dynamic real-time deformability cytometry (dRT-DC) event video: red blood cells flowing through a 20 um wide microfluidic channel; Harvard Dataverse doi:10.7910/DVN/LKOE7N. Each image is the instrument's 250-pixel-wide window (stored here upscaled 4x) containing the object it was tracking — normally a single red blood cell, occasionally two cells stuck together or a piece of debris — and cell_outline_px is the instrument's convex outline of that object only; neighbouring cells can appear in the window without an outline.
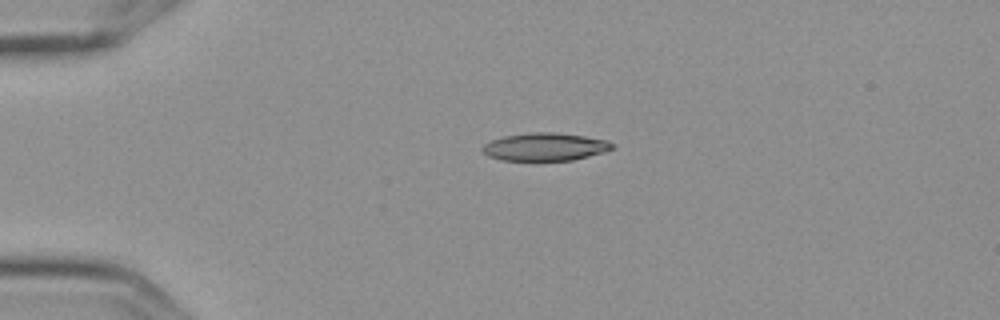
{"species": "Egyptian fruit bat (a non-hibernating species)", "species_latin": "Rousettus aegyptiacus", "temperature_condition": "cold", "stored_images_in_passage": 2, "camera_frame_rate_fps": 3000, "um_per_image_px": 0.085, "frame": {"image": 1, "passage_image": 1, "time_ms": 0.0, "image_size_px": [1000, 320], "cell_outline_px": [[612, 148], [604, 152], [572, 160], [500, 160], [488, 156], [480, 148], [484, 144], [492, 140], [504, 136], [532, 132], [552, 132], [584, 136], [608, 140], [612, 144]], "centroid_in_image_um": [46.3, 12.48], "position_along_channel_um": 38.7, "area_um2": 20.87}}